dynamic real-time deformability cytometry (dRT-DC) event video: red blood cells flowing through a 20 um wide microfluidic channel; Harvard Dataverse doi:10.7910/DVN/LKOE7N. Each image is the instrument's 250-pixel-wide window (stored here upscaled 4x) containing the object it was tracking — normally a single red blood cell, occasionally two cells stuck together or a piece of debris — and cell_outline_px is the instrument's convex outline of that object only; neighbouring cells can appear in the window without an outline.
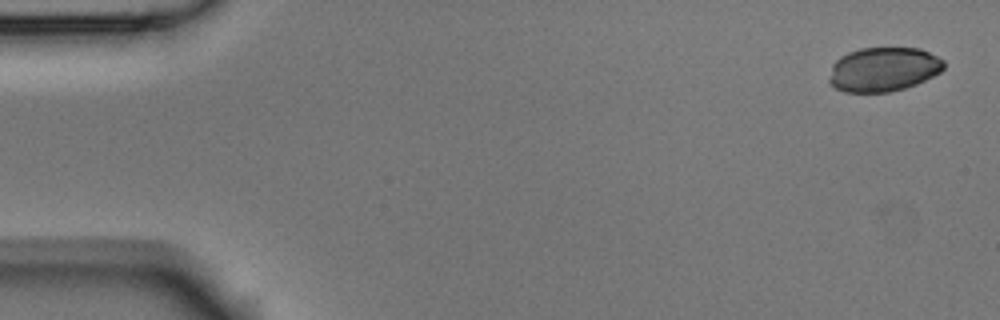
{"species": "Egyptian fruit bat (a non-hibernating species)", "species_latin": "Rousettus aegyptiacus", "temperature_condition": "room temperature", "stored_images_in_passage": 5, "segment_of_instrument_passage": [1, 2], "camera_frame_rate_fps": 3000, "um_per_image_px": 0.085, "animal": {"sex": "male"}, "frame": {"image": 1, "passage_image": 1, "time_ms": 0.0, "image_size_px": [1000, 320], "cell_outline_px": [[944, 68], [940, 72], [916, 84], [904, 88], [888, 92], [844, 92], [836, 88], [828, 80], [832, 64], [840, 56], [848, 52], [860, 48], [920, 48], [944, 60]], "centroid_in_image_um": [75.07, 5.89], "position_along_channel_um": 9.9, "area_um2": 29.54}}